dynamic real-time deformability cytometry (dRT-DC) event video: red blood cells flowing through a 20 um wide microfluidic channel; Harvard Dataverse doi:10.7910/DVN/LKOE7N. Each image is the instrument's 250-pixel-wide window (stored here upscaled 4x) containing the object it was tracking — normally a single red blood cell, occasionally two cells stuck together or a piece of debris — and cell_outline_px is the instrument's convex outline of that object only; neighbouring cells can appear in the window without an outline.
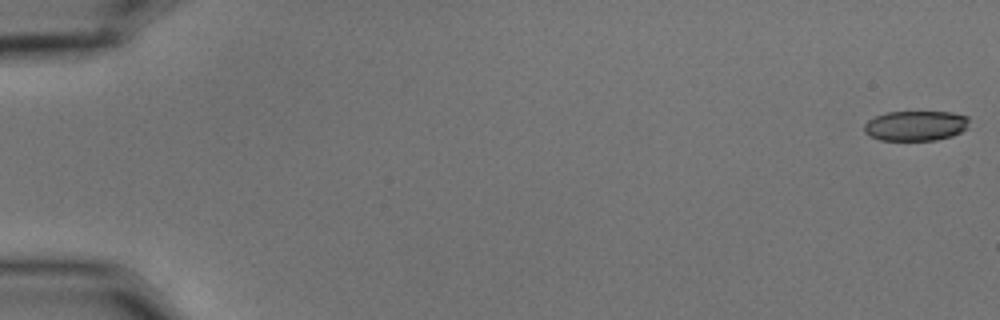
{"species": "common noctule bat (a hibernating species)", "species_latin": "Nyctalus noctula", "temperature_condition": "cold", "stored_images_in_passage": 57, "camera_frame_rate_fps": 3000, "um_per_image_px": 0.085, "animal": {"sex": "male", "body_mass_g": 15.6}, "frame": {"image": 1, "passage_image": 1, "time_ms": 0.0, "image_size_px": [1000, 320], "cell_outline_px": [[968, 128], [952, 136], [936, 140], [880, 140], [864, 132], [864, 124], [868, 120], [876, 116], [888, 112], [952, 112], [968, 116]], "centroid_in_image_um": [77.85, 10.68], "position_along_channel_um": 7.1, "area_um2": 18.38}}
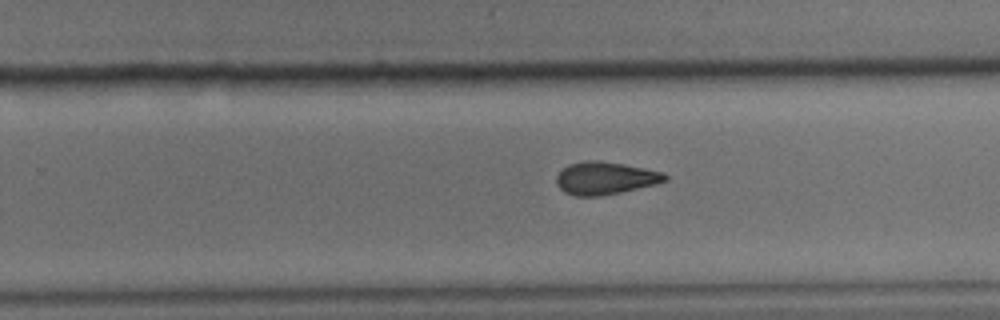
{"frame": {"image": 2, "passage_image": 37, "time_ms": 12.0, "image_size_px": [1000, 320], "cell_outline_px": [[668, 180], [656, 184], [620, 192], [600, 196], [576, 196], [564, 192], [556, 184], [556, 176], [568, 164], [588, 160], [596, 160], [624, 164], [664, 172], [668, 176]], "centroid_in_image_um": [51.45, 15.14], "position_along_channel_um": 278.4, "area_um2": 20.63}}
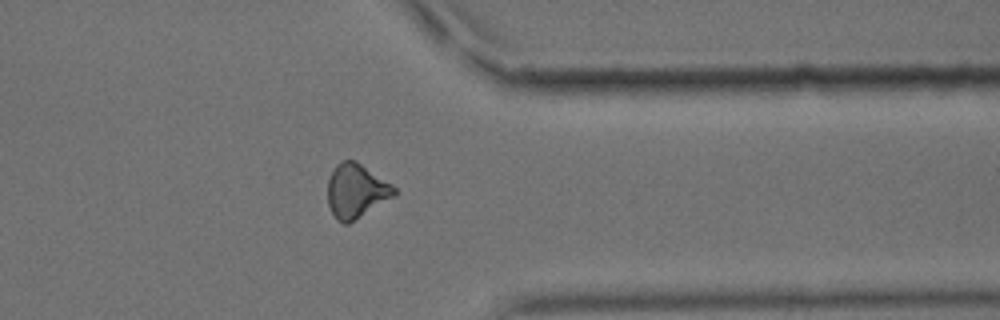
{"frame": {"image": 3, "passage_image": 46, "time_ms": 15.0, "image_size_px": [1000, 320], "cell_outline_px": [[396, 196], [348, 224], [344, 224], [336, 220], [328, 204], [328, 180], [336, 164], [344, 160], [356, 160], [392, 184], [396, 188]], "centroid_in_image_um": [30.29, 16.24], "position_along_channel_um": 381.1, "area_um2": 21.1}, "authors_computed_cell_mechanics": {"area_um2": 20.5768, "velocity_mm_per_s": 3.593, "shape_relaxation_time_tau1_ms": 10.3896, "shape_relaxation_time_tau2_ms": 4.3667, "deformation_change_tau1": 0.1768, "deformation_change_tau2": 0.1037}}